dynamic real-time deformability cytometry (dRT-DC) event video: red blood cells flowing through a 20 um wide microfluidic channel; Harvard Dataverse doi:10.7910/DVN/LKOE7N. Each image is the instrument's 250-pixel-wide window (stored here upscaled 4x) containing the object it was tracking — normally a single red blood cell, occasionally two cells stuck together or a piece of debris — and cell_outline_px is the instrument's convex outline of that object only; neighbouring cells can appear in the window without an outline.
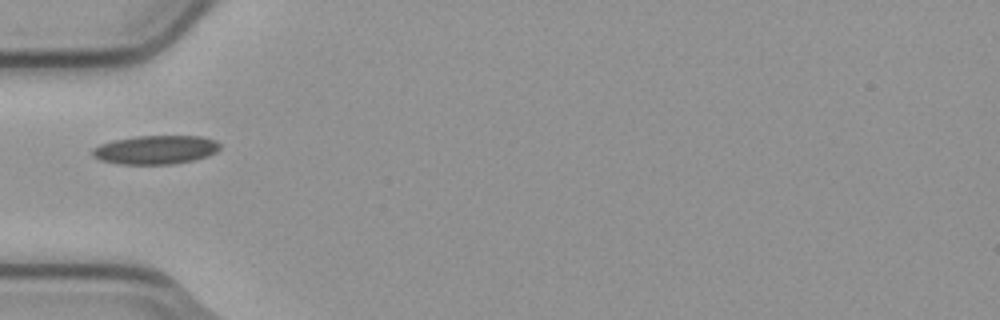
{"species": "common noctule bat (a hibernating species)", "species_latin": "Nyctalus noctula", "temperature_condition": "cold", "stored_images_in_passage": 6, "camera_frame_rate_fps": 3000, "um_per_image_px": 0.085, "animal": {"sex": "male", "body_mass_g": 23.1, "forearm_length_mm": 52.7}, "frame": {"image": 1, "passage_image": 5, "time_ms": 1.333, "image_size_px": [1000, 320], "cell_outline_px": [[220, 148], [216, 152], [208, 156], [192, 160], [172, 164], [120, 164], [100, 160], [92, 156], [92, 148], [100, 144], [112, 140], [136, 136], [200, 136], [216, 140], [220, 144]], "centroid_in_image_um": [13.21, 12.72], "position_along_channel_um": 71.8, "area_um2": 21.44}}
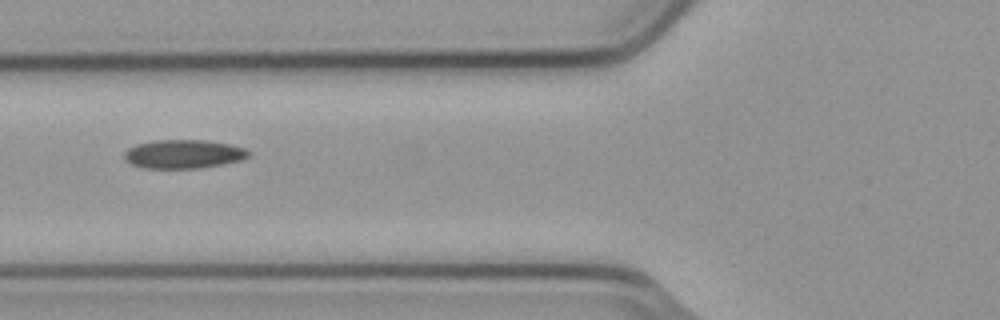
{"frame": {"image": 2, "passage_image": 6, "time_ms": 1.667, "image_size_px": [1000, 320], "cell_outline_px": [[252, 152], [248, 156], [240, 160], [200, 168], [144, 168], [132, 164], [124, 160], [124, 152], [128, 148], [136, 144], [156, 140], [208, 140], [228, 144], [244, 148]], "centroid_in_image_um": [15.57, 13.09], "position_along_channel_um": 110.2, "area_um2": 20.75}}